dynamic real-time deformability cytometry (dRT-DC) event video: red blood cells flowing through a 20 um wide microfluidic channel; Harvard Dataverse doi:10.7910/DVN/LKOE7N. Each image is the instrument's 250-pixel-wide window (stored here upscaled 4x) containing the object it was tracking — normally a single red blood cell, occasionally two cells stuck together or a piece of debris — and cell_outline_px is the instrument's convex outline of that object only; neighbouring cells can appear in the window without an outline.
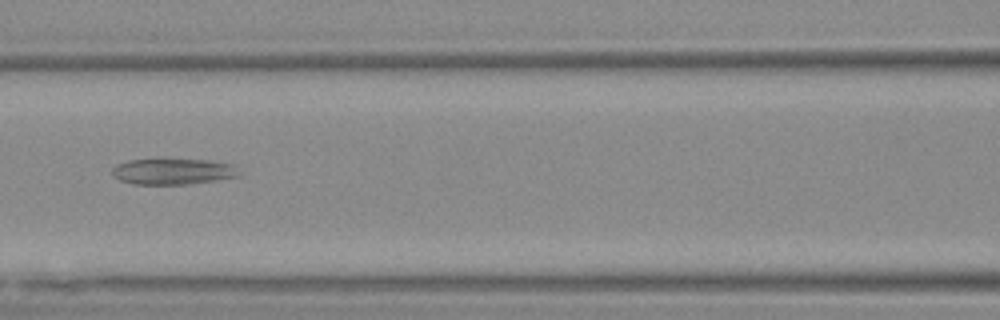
{"species": "Egyptian fruit bat (a non-hibernating species)", "species_latin": "Rousettus aegyptiacus", "temperature_condition": "warm", "stored_images_in_passage": 54, "segment_of_instrument_passage": [1, 2], "camera_frame_rate_fps": 3000, "um_per_image_px": 0.085, "animal": {"sex": "female"}, "frame": {"image": 1, "passage_image": 26, "time_ms": 8.333, "image_size_px": [1000, 320], "cell_outline_px": [[240, 176], [192, 184], [132, 184], [120, 180], [112, 172], [112, 168], [116, 164], [128, 160], [208, 160], [232, 164]], "centroid_in_image_um": [14.69, 14.59], "position_along_channel_um": 151.9, "area_um2": 18.9}}
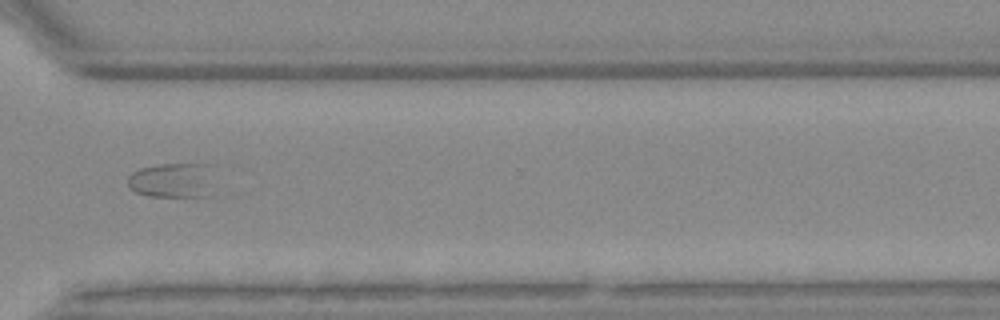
{"frame": {"image": 2, "passage_image": 43, "time_ms": 14.0, "image_size_px": [1000, 320], "cell_outline_px": [[216, 196], [148, 196], [136, 192], [128, 184], [128, 176], [132, 172], [140, 168], [160, 164], [204, 164]], "centroid_in_image_um": [14.62, 15.36], "position_along_channel_um": 356.0, "area_um2": 17.4}}
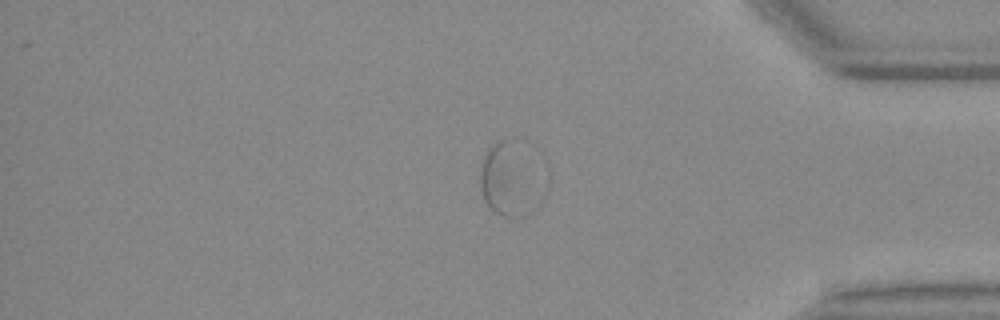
{"frame": {"image": 3, "passage_image": 48, "time_ms": 15.667, "image_size_px": [1000, 320], "cell_outline_px": [[516, 136], [512, 216], [504, 216], [496, 212], [484, 200], [480, 184], [480, 172], [488, 148], [496, 140], [504, 136]], "centroid_in_image_um": [42.45, 14.9], "position_along_channel_um": 392.7, "area_um2": 16.01}}